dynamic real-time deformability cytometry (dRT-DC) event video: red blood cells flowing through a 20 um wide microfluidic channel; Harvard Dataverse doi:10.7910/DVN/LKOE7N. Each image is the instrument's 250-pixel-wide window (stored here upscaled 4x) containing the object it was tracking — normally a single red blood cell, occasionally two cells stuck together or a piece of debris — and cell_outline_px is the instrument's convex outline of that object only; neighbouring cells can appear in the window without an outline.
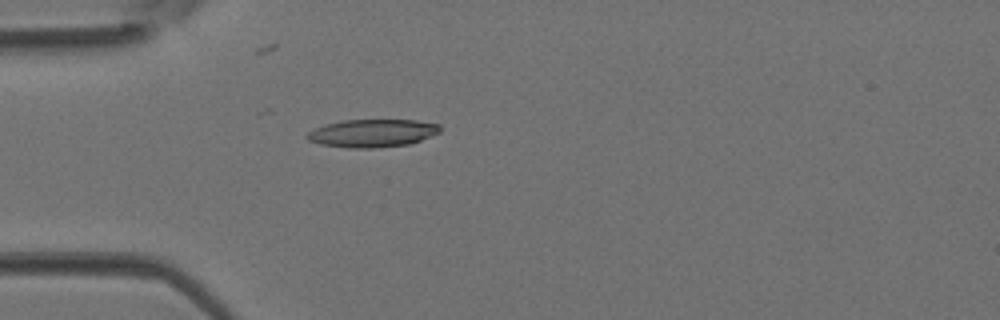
{"species": "Egyptian fruit bat (a non-hibernating species)", "species_latin": "Rousettus aegyptiacus", "temperature_condition": "room temperature", "stored_images_in_passage": 36, "camera_frame_rate_fps": 3000, "um_per_image_px": 0.085, "animal": {"sex": "female"}, "frame": {"image": 1, "passage_image": 13, "time_ms": 4.0, "image_size_px": [1000, 320], "cell_outline_px": [[440, 132], [420, 140], [408, 144], [376, 148], [348, 148], [320, 144], [308, 140], [304, 136], [308, 132], [316, 128], [328, 124], [344, 120], [416, 120], [440, 124]], "centroid_in_image_um": [31.65, 11.32], "position_along_channel_um": 53.4, "area_um2": 21.5}}
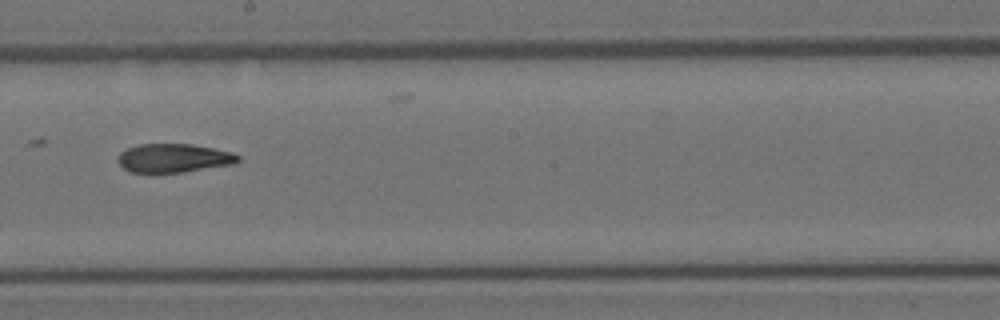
{"frame": {"image": 2, "passage_image": 25, "time_ms": 8.0, "image_size_px": [1000, 320], "cell_outline_px": [[240, 160], [236, 164], [180, 172], [128, 172], [116, 160], [116, 156], [120, 152], [128, 148], [140, 144], [192, 144], [232, 152], [240, 156]], "centroid_in_image_um": [14.76, 13.43], "position_along_channel_um": 233.4, "area_um2": 20.11}}
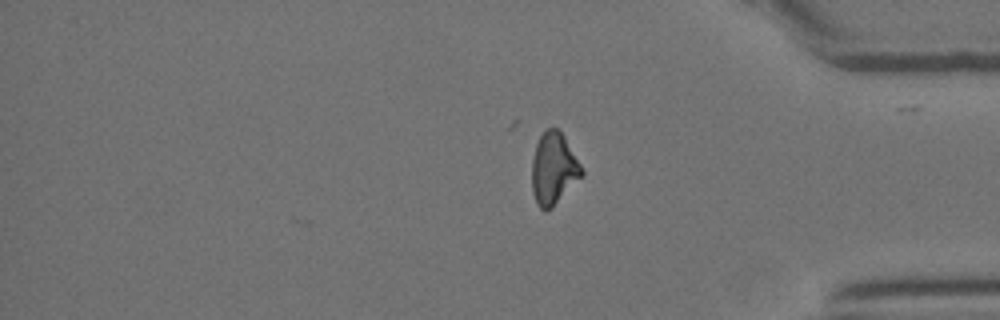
{"frame": {"image": 3, "passage_image": 36, "time_ms": 11.667, "image_size_px": [1000, 320], "cell_outline_px": [[584, 172], [552, 208], [544, 212], [536, 204], [532, 192], [532, 160], [536, 144], [540, 136], [548, 128], [556, 128], [564, 136], [580, 164]], "centroid_in_image_um": [47.02, 14.36], "position_along_channel_um": 388.2, "area_um2": 20.52}}